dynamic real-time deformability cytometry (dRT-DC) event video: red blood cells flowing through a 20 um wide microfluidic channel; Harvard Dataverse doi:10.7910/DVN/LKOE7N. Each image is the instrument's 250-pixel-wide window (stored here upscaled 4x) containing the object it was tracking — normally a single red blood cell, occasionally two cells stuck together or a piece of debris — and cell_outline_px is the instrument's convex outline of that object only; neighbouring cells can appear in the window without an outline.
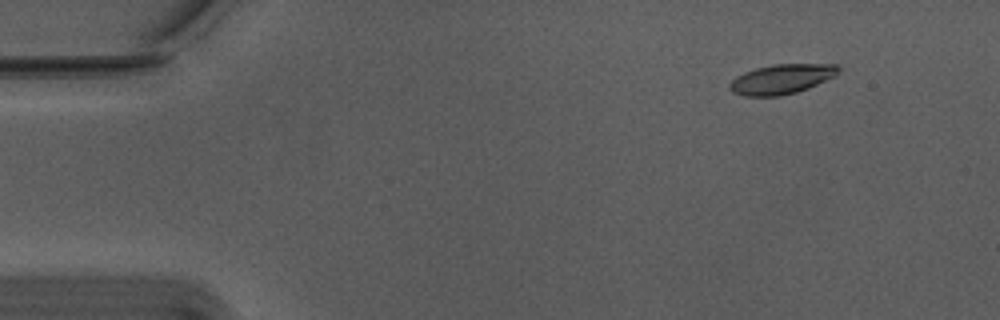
{"species": "Egyptian fruit bat (a non-hibernating species)", "species_latin": "Rousettus aegyptiacus", "temperature_condition": "warm", "stored_images_in_passage": 57, "camera_frame_rate_fps": 3000, "um_per_image_px": 0.085, "animal": {"sex": "male"}, "frame": {"image": 1, "passage_image": 7, "time_ms": 2.0, "image_size_px": [1000, 320], "cell_outline_px": [[840, 68], [836, 76], [808, 88], [796, 92], [780, 96], [744, 96], [732, 92], [728, 88], [728, 84], [736, 76], [744, 72], [756, 68], [772, 64], [836, 64]], "centroid_in_image_um": [66.41, 6.72], "position_along_channel_um": 18.6, "area_um2": 18.96}}
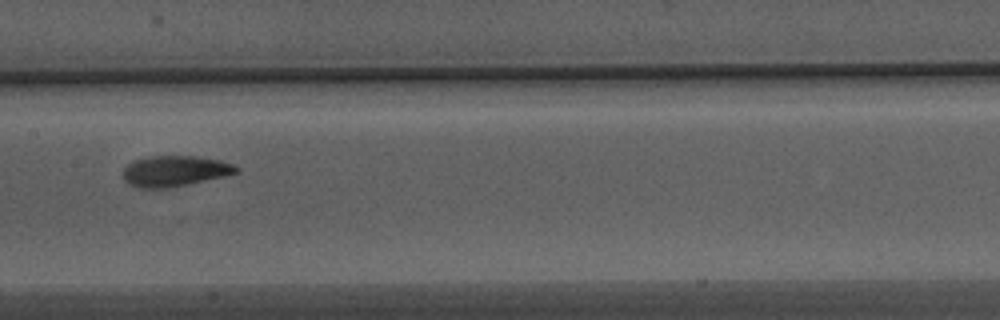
{"frame": {"image": 2, "passage_image": 29, "time_ms": 9.333, "image_size_px": [1000, 320], "cell_outline_px": [[240, 172], [224, 176], [188, 184], [168, 188], [136, 188], [128, 184], [124, 180], [124, 168], [128, 164], [136, 160], [148, 156], [196, 156], [220, 160], [232, 164], [240, 168]], "centroid_in_image_um": [14.86, 14.54], "position_along_channel_um": 192.5, "area_um2": 20.29}}
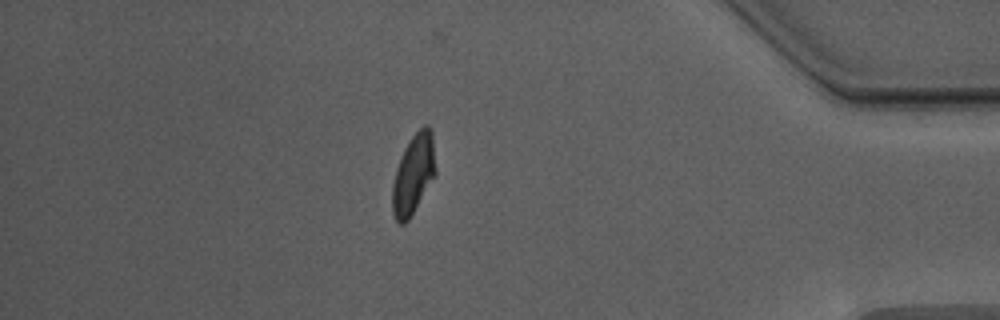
{"frame": {"image": 3, "passage_image": 49, "time_ms": 16.0, "image_size_px": [1000, 320], "cell_outline_px": [[436, 176], [408, 220], [404, 224], [400, 224], [396, 220], [392, 212], [392, 184], [396, 168], [404, 148], [412, 136], [424, 124], [428, 124], [432, 132], [436, 168]], "centroid_in_image_um": [35.15, 14.8], "position_along_channel_um": 400.1, "area_um2": 20.29}, "authors_computed_cell_mechanics": {"area_um2": 19.5942, "velocity_mm_per_s": 3.7327, "shape_relaxation_time_tau1_ms": 5.4911, "shape_relaxation_time_tau2_ms": 1.6327, "deformation_change_tau1": 0.2129, "deformation_change_tau2": 0.0812}}